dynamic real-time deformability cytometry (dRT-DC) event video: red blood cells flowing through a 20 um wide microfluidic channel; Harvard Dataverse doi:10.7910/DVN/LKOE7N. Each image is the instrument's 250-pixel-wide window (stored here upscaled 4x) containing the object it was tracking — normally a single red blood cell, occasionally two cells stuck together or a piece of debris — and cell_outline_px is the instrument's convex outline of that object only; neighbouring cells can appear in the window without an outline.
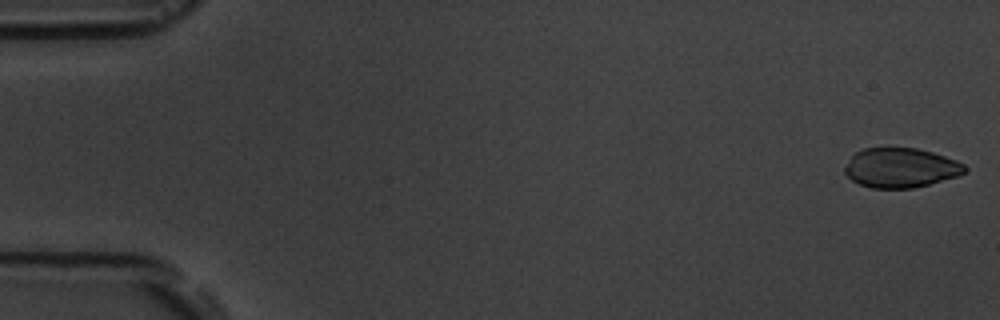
{"species": "common noctule bat (a hibernating species)", "species_latin": "Nyctalus noctula", "temperature_condition": "room temperature", "stored_images_in_passage": 10, "camera_frame_rate_fps": 3000, "um_per_image_px": 0.085, "animal": {"sex": "male", "body_mass_g": 19.5, "forearm_length_mm": 54.6}, "frame": {"image": 1, "passage_image": 1, "time_ms": 0.0, "image_size_px": [1000, 320], "cell_outline_px": [[968, 168], [964, 172], [956, 176], [928, 184], [912, 188], [872, 188], [860, 184], [852, 180], [844, 172], [844, 168], [852, 156], [856, 152], [864, 148], [916, 148], [932, 152], [956, 160], [964, 164]], "centroid_in_image_um": [76.55, 14.26], "position_along_channel_um": 8.5, "area_um2": 27.4}}